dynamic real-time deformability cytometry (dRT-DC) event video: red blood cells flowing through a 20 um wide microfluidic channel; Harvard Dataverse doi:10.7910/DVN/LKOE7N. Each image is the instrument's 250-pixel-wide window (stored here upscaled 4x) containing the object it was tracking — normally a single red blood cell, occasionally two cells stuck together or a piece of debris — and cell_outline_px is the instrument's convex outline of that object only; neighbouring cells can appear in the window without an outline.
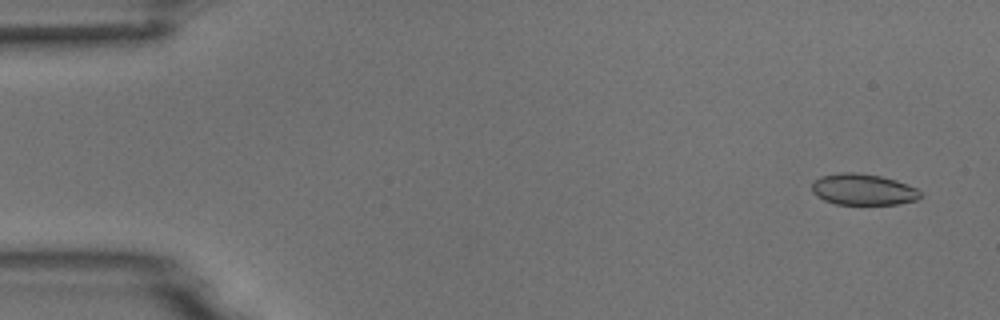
{"species": "common noctule bat (a hibernating species)", "species_latin": "Nyctalus noctula", "temperature_condition": "room temperature", "stored_images_in_passage": 8, "camera_frame_rate_fps": 3000, "um_per_image_px": 0.085, "animal": {"sex": "male", "body_mass_g": 18.8}, "frame": {"image": 1, "passage_image": 1, "time_ms": 0.0, "image_size_px": [1000, 320], "cell_outline_px": [[920, 196], [916, 200], [896, 204], [836, 204], [824, 200], [816, 196], [812, 192], [812, 184], [820, 176], [840, 172], [856, 172], [880, 176], [896, 180], [916, 188], [920, 192]], "centroid_in_image_um": [73.33, 16.1], "position_along_channel_um": 11.7, "area_um2": 19.65}}